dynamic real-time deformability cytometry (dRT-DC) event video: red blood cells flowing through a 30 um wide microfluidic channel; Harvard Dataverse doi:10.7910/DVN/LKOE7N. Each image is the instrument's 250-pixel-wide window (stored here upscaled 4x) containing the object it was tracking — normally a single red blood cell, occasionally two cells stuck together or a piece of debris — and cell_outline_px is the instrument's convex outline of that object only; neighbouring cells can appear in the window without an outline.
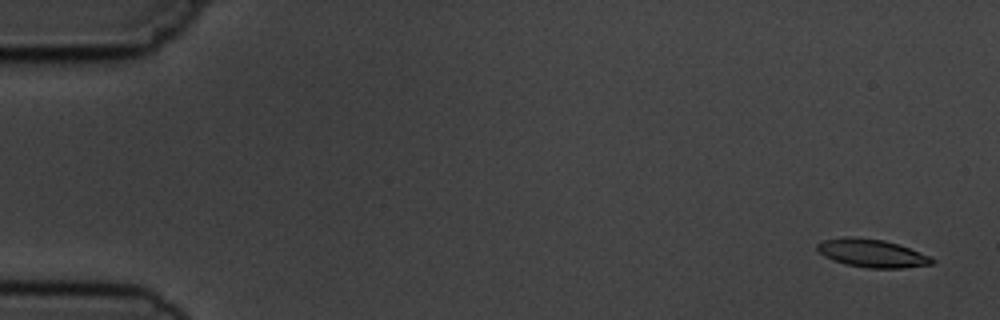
{"species": "common noctule bat (a hibernating species)", "species_latin": "Nyctalus noctula", "temperature_condition": "cold", "stored_images_in_passage": 6, "segment_of_instrument_passage": [1, 2], "camera_frame_rate_fps": 3000, "um_per_image_px": 0.085, "animal": {"sex": "male", "body_mass_g": 19.5, "forearm_length_mm": 54.6}, "frame": {"image": 1, "passage_image": 1, "time_ms": 0.0, "image_size_px": [1000, 320], "cell_outline_px": [[936, 260], [932, 264], [900, 268], [868, 268], [844, 264], [832, 260], [824, 256], [816, 248], [816, 244], [824, 240], [844, 236], [852, 236], [884, 240], [908, 248], [928, 256]], "centroid_in_image_um": [74.05, 21.52], "position_along_channel_um": 10.9, "area_um2": 18.67}}